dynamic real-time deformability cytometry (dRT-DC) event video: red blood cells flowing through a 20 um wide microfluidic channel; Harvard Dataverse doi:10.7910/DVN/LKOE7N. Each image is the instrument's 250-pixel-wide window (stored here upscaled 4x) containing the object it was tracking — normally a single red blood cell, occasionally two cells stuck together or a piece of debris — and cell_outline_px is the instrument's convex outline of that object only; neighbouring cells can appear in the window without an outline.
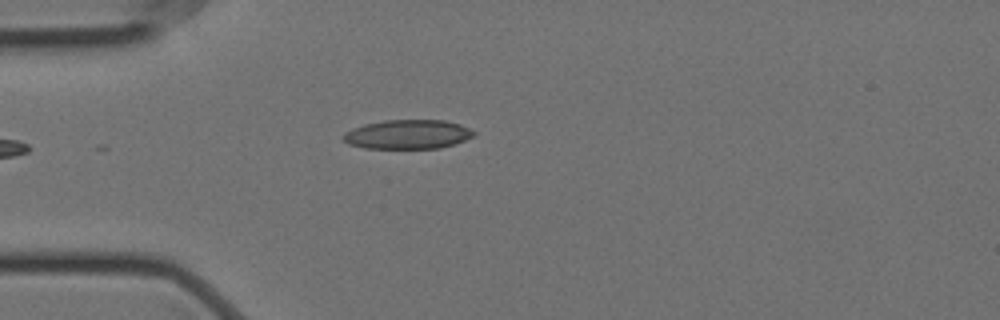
{"species": "Egyptian fruit bat (a non-hibernating species)", "species_latin": "Rousettus aegyptiacus", "temperature_condition": "cold", "stored_images_in_passage": 2, "camera_frame_rate_fps": 3000, "um_per_image_px": 0.085, "animal": {"sex": "female"}, "frame": {"image": 1, "passage_image": 2, "time_ms": 0.333, "image_size_px": [1000, 320], "cell_outline_px": [[476, 132], [472, 136], [464, 140], [440, 148], [364, 148], [348, 144], [340, 136], [344, 132], [352, 128], [364, 124], [384, 120], [444, 120], [460, 124]], "centroid_in_image_um": [34.6, 11.41], "position_along_channel_um": 50.4, "area_um2": 22.2}}